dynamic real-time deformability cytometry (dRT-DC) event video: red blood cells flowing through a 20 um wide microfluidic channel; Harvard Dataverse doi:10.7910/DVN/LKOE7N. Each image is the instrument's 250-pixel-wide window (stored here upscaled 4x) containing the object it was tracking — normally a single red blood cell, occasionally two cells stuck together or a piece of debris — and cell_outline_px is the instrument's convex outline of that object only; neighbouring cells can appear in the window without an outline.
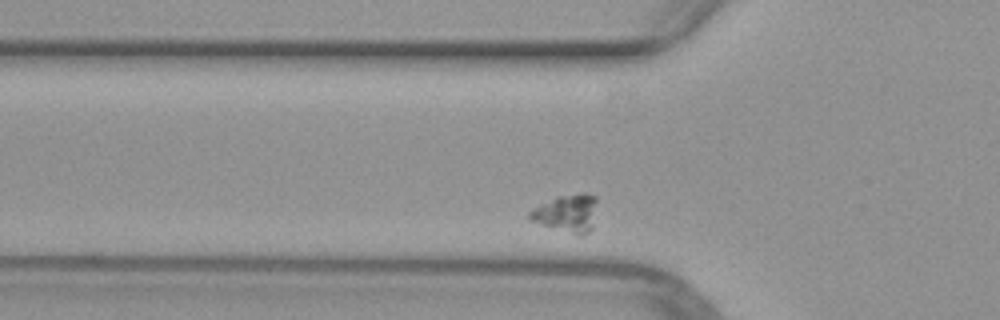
{"species": "common noctule bat (a hibernating species)", "species_latin": "Nyctalus noctula", "temperature_condition": "warm", "stored_images_in_passage": 43, "camera_frame_rate_fps": 3000, "um_per_image_px": 0.085, "animal": {"sex": "female", "body_mass_g": 29.2, "forearm_length_mm": 56.3}, "frame": {"image": 1, "passage_image": 5, "time_ms": 1.333, "image_size_px": [1000, 320], "cell_outline_px": [[596, 200], [592, 228], [588, 232], [580, 236], [528, 220], [528, 212], [540, 204], [556, 196], [584, 192], [588, 192], [596, 196]], "centroid_in_image_um": [48.17, 18.1], "position_along_channel_um": 77.6, "area_um2": 14.85}}
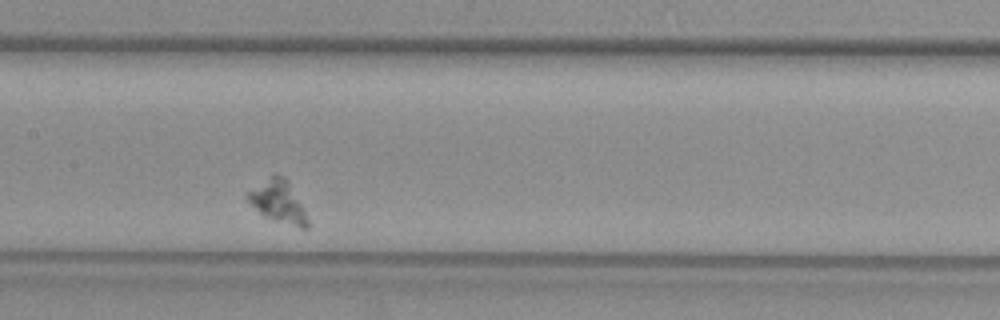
{"frame": {"image": 2, "passage_image": 14, "time_ms": 4.333, "image_size_px": [1000, 320], "cell_outline_px": [[308, 228], [300, 228], [272, 220], [264, 216], [248, 200], [248, 192], [272, 172], [284, 176], [288, 180], [308, 220]], "centroid_in_image_um": [23.64, 17.11], "position_along_channel_um": 183.8, "area_um2": 14.45}}
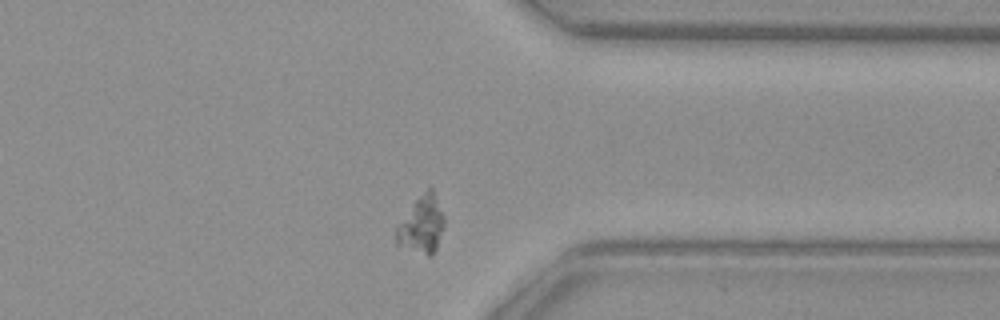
{"frame": {"image": 3, "passage_image": 30, "time_ms": 9.667, "image_size_px": [1000, 320], "cell_outline_px": [[444, 228], [436, 248], [428, 256], [396, 244], [396, 228], [416, 200], [428, 188], [432, 188], [444, 216]], "centroid_in_image_um": [35.86, 19.12], "position_along_channel_um": 375.5, "area_um2": 15.43}}